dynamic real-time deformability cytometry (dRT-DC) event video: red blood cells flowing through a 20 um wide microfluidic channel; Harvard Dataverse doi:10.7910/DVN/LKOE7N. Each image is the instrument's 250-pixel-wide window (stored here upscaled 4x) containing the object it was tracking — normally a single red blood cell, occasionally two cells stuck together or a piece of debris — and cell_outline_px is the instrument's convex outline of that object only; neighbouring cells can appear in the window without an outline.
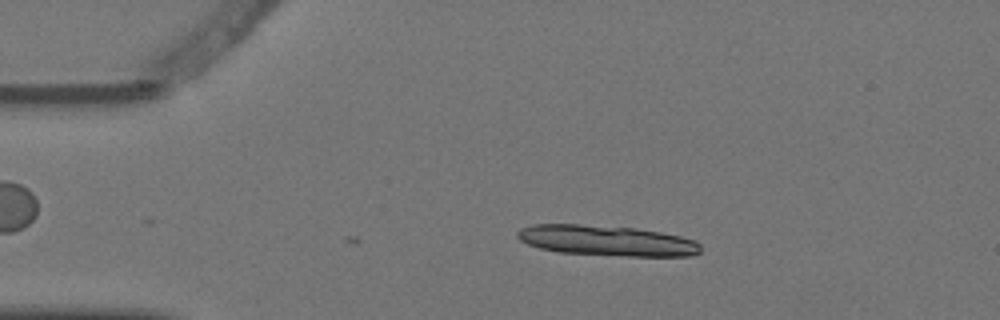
{"species": "Egyptian fruit bat (a non-hibernating species)", "species_latin": "Rousettus aegyptiacus", "temperature_condition": "warm", "stored_images_in_passage": 4, "camera_frame_rate_fps": 3000, "um_per_image_px": 0.085, "animal": {"sex": "female"}, "frame": {"image": 1, "passage_image": 1, "time_ms": 0.0, "image_size_px": [1000, 320], "cell_outline_px": [[700, 252], [692, 256], [628, 256], [556, 252], [540, 248], [528, 244], [520, 240], [516, 236], [516, 232], [520, 228], [532, 224], [580, 224], [636, 228], [660, 232], [680, 236], [696, 240], [700, 244]], "centroid_in_image_um": [51.56, 20.45], "position_along_channel_um": 33.4, "area_um2": 32.71}}
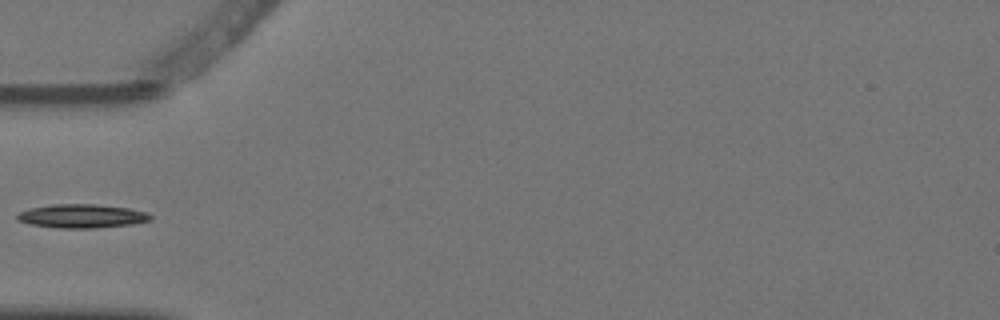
{"frame": {"image": 2, "passage_image": 3, "time_ms": 0.667, "image_size_px": [1000, 320], "cell_outline_px": [[152, 220], [132, 224], [96, 228], [60, 228], [28, 224], [16, 220], [16, 212], [28, 208], [52, 204], [96, 204], [128, 208], [148, 212], [152, 216]], "centroid_in_image_um": [6.92, 18.36], "position_along_channel_um": 78.1, "area_um2": 18.73}}